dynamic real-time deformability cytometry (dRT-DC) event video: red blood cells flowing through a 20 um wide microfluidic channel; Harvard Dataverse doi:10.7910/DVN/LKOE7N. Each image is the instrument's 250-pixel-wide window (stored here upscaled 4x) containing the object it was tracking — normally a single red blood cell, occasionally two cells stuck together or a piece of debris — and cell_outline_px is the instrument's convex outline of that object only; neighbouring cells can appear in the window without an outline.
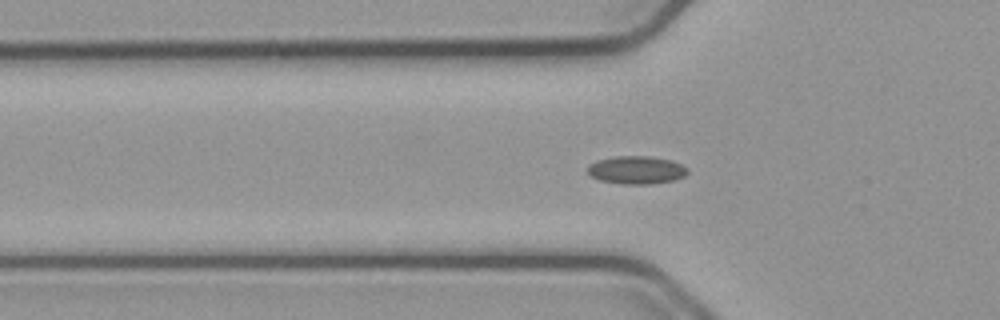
{"species": "common noctule bat (a hibernating species)", "species_latin": "Nyctalus noctula", "temperature_condition": "cold", "stored_images_in_passage": 30, "camera_frame_rate_fps": 3000, "um_per_image_px": 0.085, "animal": {"sex": "male", "body_mass_g": 23.1, "forearm_length_mm": 52.7}, "frame": {"image": 1, "passage_image": 6, "time_ms": 1.667, "image_size_px": [1000, 320], "cell_outline_px": [[688, 172], [684, 176], [672, 180], [648, 184], [624, 184], [600, 180], [592, 176], [588, 172], [588, 164], [596, 160], [616, 156], [652, 156], [672, 160], [688, 168]], "centroid_in_image_um": [54.09, 14.43], "position_along_channel_um": 71.7, "area_um2": 16.24}}
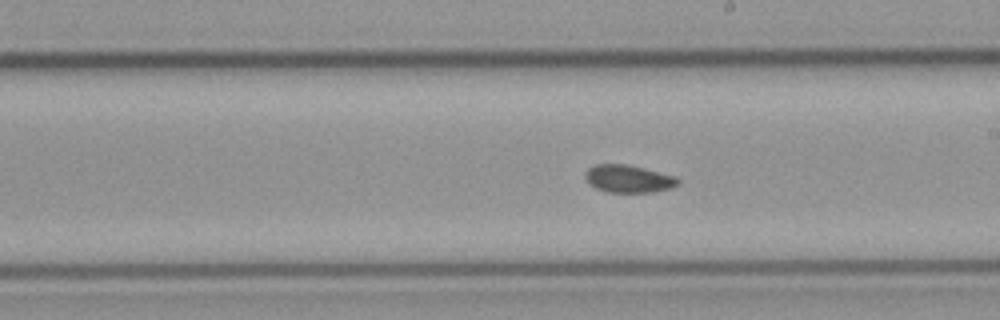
{"frame": {"image": 2, "passage_image": 19, "time_ms": 6.0, "image_size_px": [1000, 320], "cell_outline_px": [[680, 184], [672, 188], [652, 192], [604, 192], [588, 184], [584, 176], [584, 172], [588, 168], [596, 164], [624, 164], [644, 168], [676, 176], [680, 180]], "centroid_in_image_um": [53.41, 15.2], "position_along_channel_um": 235.6, "area_um2": 15.14}}
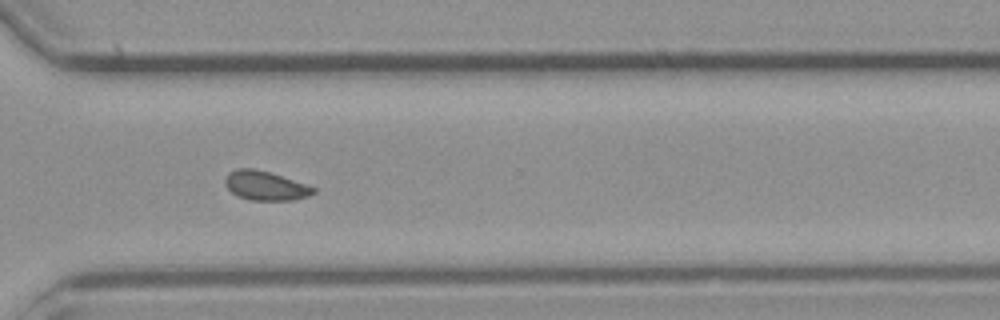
{"frame": {"image": 3, "passage_image": 28, "time_ms": 9.0, "image_size_px": [1000, 320], "cell_outline_px": [[316, 192], [308, 196], [292, 200], [252, 200], [240, 196], [232, 192], [224, 184], [224, 180], [228, 172], [236, 168], [252, 168], [268, 172], [308, 184], [316, 188]], "centroid_in_image_um": [22.57, 15.77], "position_along_channel_um": 348.0, "area_um2": 14.97}, "authors_computed_cell_mechanics": {"area_um2": 15.1436, "velocity_mm_per_s": 3.7488, "shape_relaxation_time_tau1_ms": null, "shape_relaxation_time_tau2_ms": 3.2627, "deformation_change_tau1": null, "deformation_change_tau2": 0.0524}}